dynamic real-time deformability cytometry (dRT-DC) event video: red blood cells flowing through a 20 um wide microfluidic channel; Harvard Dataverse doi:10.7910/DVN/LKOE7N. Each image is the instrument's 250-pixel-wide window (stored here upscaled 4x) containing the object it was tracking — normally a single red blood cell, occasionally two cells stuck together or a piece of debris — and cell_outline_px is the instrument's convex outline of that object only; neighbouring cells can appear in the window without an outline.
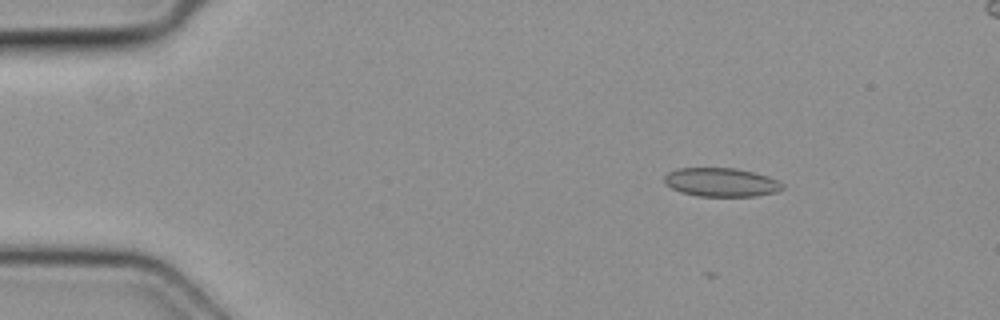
{"species": "common noctule bat (a hibernating species)", "species_latin": "Nyctalus noctula", "temperature_condition": "cold", "stored_images_in_passage": 5, "camera_frame_rate_fps": 3000, "um_per_image_px": 0.085, "animal": {"sex": "female", "body_mass_g": 19.3, "forearm_length_mm": 54.1}, "frame": {"image": 1, "passage_image": 3, "time_ms": 0.667, "image_size_px": [1000, 320], "cell_outline_px": [[784, 188], [776, 192], [756, 196], [696, 196], [680, 192], [672, 188], [664, 180], [664, 176], [668, 172], [676, 168], [736, 168], [768, 176], [784, 184]], "centroid_in_image_um": [61.3, 15.49], "position_along_channel_um": 23.7, "area_um2": 19.77}}